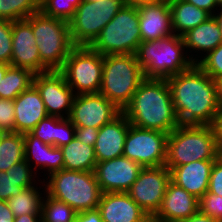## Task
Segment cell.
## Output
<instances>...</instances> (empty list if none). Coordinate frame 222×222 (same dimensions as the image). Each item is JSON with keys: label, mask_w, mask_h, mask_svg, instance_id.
Returning <instances> with one entry per match:
<instances>
[{"label": "cell", "mask_w": 222, "mask_h": 222, "mask_svg": "<svg viewBox=\"0 0 222 222\" xmlns=\"http://www.w3.org/2000/svg\"><path fill=\"white\" fill-rule=\"evenodd\" d=\"M199 211L213 219L222 220V196L207 191L199 199Z\"/></svg>", "instance_id": "cell-37"}, {"label": "cell", "mask_w": 222, "mask_h": 222, "mask_svg": "<svg viewBox=\"0 0 222 222\" xmlns=\"http://www.w3.org/2000/svg\"><path fill=\"white\" fill-rule=\"evenodd\" d=\"M122 111L100 93L75 95L68 119L76 128L100 129Z\"/></svg>", "instance_id": "cell-13"}, {"label": "cell", "mask_w": 222, "mask_h": 222, "mask_svg": "<svg viewBox=\"0 0 222 222\" xmlns=\"http://www.w3.org/2000/svg\"><path fill=\"white\" fill-rule=\"evenodd\" d=\"M77 212L66 203L50 197L46 192L42 201V222H75Z\"/></svg>", "instance_id": "cell-31"}, {"label": "cell", "mask_w": 222, "mask_h": 222, "mask_svg": "<svg viewBox=\"0 0 222 222\" xmlns=\"http://www.w3.org/2000/svg\"><path fill=\"white\" fill-rule=\"evenodd\" d=\"M171 28L175 35L182 36L187 31L200 25L212 15L200 9L186 0L170 3Z\"/></svg>", "instance_id": "cell-26"}, {"label": "cell", "mask_w": 222, "mask_h": 222, "mask_svg": "<svg viewBox=\"0 0 222 222\" xmlns=\"http://www.w3.org/2000/svg\"><path fill=\"white\" fill-rule=\"evenodd\" d=\"M219 157L222 159V149L219 152Z\"/></svg>", "instance_id": "cell-54"}, {"label": "cell", "mask_w": 222, "mask_h": 222, "mask_svg": "<svg viewBox=\"0 0 222 222\" xmlns=\"http://www.w3.org/2000/svg\"><path fill=\"white\" fill-rule=\"evenodd\" d=\"M182 39L188 56L195 64L199 62L198 57L203 58L204 55H207L222 43L220 28L213 15L200 25L187 31L182 35ZM192 51H195L194 53L200 52L201 56L194 58L193 54L190 55ZM203 52L206 53L204 54Z\"/></svg>", "instance_id": "cell-24"}, {"label": "cell", "mask_w": 222, "mask_h": 222, "mask_svg": "<svg viewBox=\"0 0 222 222\" xmlns=\"http://www.w3.org/2000/svg\"><path fill=\"white\" fill-rule=\"evenodd\" d=\"M180 125H211L221 109L215 81L197 64L166 79Z\"/></svg>", "instance_id": "cell-1"}, {"label": "cell", "mask_w": 222, "mask_h": 222, "mask_svg": "<svg viewBox=\"0 0 222 222\" xmlns=\"http://www.w3.org/2000/svg\"><path fill=\"white\" fill-rule=\"evenodd\" d=\"M11 65L6 64V63H2L0 62V82L2 81L7 69L10 67Z\"/></svg>", "instance_id": "cell-50"}, {"label": "cell", "mask_w": 222, "mask_h": 222, "mask_svg": "<svg viewBox=\"0 0 222 222\" xmlns=\"http://www.w3.org/2000/svg\"><path fill=\"white\" fill-rule=\"evenodd\" d=\"M41 180L46 193L73 208L77 213L98 209L102 191L94 172L62 169Z\"/></svg>", "instance_id": "cell-4"}, {"label": "cell", "mask_w": 222, "mask_h": 222, "mask_svg": "<svg viewBox=\"0 0 222 222\" xmlns=\"http://www.w3.org/2000/svg\"><path fill=\"white\" fill-rule=\"evenodd\" d=\"M60 72L75 95L99 93L103 75V55L90 46H74Z\"/></svg>", "instance_id": "cell-10"}, {"label": "cell", "mask_w": 222, "mask_h": 222, "mask_svg": "<svg viewBox=\"0 0 222 222\" xmlns=\"http://www.w3.org/2000/svg\"><path fill=\"white\" fill-rule=\"evenodd\" d=\"M208 191L222 196V159L220 157L214 161Z\"/></svg>", "instance_id": "cell-40"}, {"label": "cell", "mask_w": 222, "mask_h": 222, "mask_svg": "<svg viewBox=\"0 0 222 222\" xmlns=\"http://www.w3.org/2000/svg\"><path fill=\"white\" fill-rule=\"evenodd\" d=\"M11 66L26 68L34 74L50 70L41 62L32 26L25 20L12 21Z\"/></svg>", "instance_id": "cell-16"}, {"label": "cell", "mask_w": 222, "mask_h": 222, "mask_svg": "<svg viewBox=\"0 0 222 222\" xmlns=\"http://www.w3.org/2000/svg\"><path fill=\"white\" fill-rule=\"evenodd\" d=\"M25 159L24 135L3 133L0 139V171H7L14 164Z\"/></svg>", "instance_id": "cell-30"}, {"label": "cell", "mask_w": 222, "mask_h": 222, "mask_svg": "<svg viewBox=\"0 0 222 222\" xmlns=\"http://www.w3.org/2000/svg\"><path fill=\"white\" fill-rule=\"evenodd\" d=\"M85 1H89V2H93V1H101V0H85Z\"/></svg>", "instance_id": "cell-55"}, {"label": "cell", "mask_w": 222, "mask_h": 222, "mask_svg": "<svg viewBox=\"0 0 222 222\" xmlns=\"http://www.w3.org/2000/svg\"><path fill=\"white\" fill-rule=\"evenodd\" d=\"M185 49L182 36L172 34L141 42L135 55L145 78L167 79L195 64Z\"/></svg>", "instance_id": "cell-3"}, {"label": "cell", "mask_w": 222, "mask_h": 222, "mask_svg": "<svg viewBox=\"0 0 222 222\" xmlns=\"http://www.w3.org/2000/svg\"><path fill=\"white\" fill-rule=\"evenodd\" d=\"M23 135L25 142V160L30 164L36 174H38L37 170L42 169L45 171V169H47L46 174L49 176L55 171L64 169V157L60 148L43 143L30 132L24 133Z\"/></svg>", "instance_id": "cell-23"}, {"label": "cell", "mask_w": 222, "mask_h": 222, "mask_svg": "<svg viewBox=\"0 0 222 222\" xmlns=\"http://www.w3.org/2000/svg\"><path fill=\"white\" fill-rule=\"evenodd\" d=\"M141 40L152 41L173 34L170 3L163 0L138 5Z\"/></svg>", "instance_id": "cell-17"}, {"label": "cell", "mask_w": 222, "mask_h": 222, "mask_svg": "<svg viewBox=\"0 0 222 222\" xmlns=\"http://www.w3.org/2000/svg\"><path fill=\"white\" fill-rule=\"evenodd\" d=\"M98 210L103 222H150L152 220L126 192L102 193Z\"/></svg>", "instance_id": "cell-19"}, {"label": "cell", "mask_w": 222, "mask_h": 222, "mask_svg": "<svg viewBox=\"0 0 222 222\" xmlns=\"http://www.w3.org/2000/svg\"><path fill=\"white\" fill-rule=\"evenodd\" d=\"M64 157V169L94 172L97 164L94 146L80 142L76 137L60 147Z\"/></svg>", "instance_id": "cell-27"}, {"label": "cell", "mask_w": 222, "mask_h": 222, "mask_svg": "<svg viewBox=\"0 0 222 222\" xmlns=\"http://www.w3.org/2000/svg\"><path fill=\"white\" fill-rule=\"evenodd\" d=\"M142 167L125 156L98 162L95 175L102 193L127 192Z\"/></svg>", "instance_id": "cell-15"}, {"label": "cell", "mask_w": 222, "mask_h": 222, "mask_svg": "<svg viewBox=\"0 0 222 222\" xmlns=\"http://www.w3.org/2000/svg\"><path fill=\"white\" fill-rule=\"evenodd\" d=\"M122 113L131 125L166 134L180 125L166 79L145 78Z\"/></svg>", "instance_id": "cell-2"}, {"label": "cell", "mask_w": 222, "mask_h": 222, "mask_svg": "<svg viewBox=\"0 0 222 222\" xmlns=\"http://www.w3.org/2000/svg\"><path fill=\"white\" fill-rule=\"evenodd\" d=\"M144 79L135 54L104 55L99 93L123 111Z\"/></svg>", "instance_id": "cell-6"}, {"label": "cell", "mask_w": 222, "mask_h": 222, "mask_svg": "<svg viewBox=\"0 0 222 222\" xmlns=\"http://www.w3.org/2000/svg\"><path fill=\"white\" fill-rule=\"evenodd\" d=\"M186 1L200 9L209 12L211 15H214L215 11L218 9L215 0H186Z\"/></svg>", "instance_id": "cell-44"}, {"label": "cell", "mask_w": 222, "mask_h": 222, "mask_svg": "<svg viewBox=\"0 0 222 222\" xmlns=\"http://www.w3.org/2000/svg\"><path fill=\"white\" fill-rule=\"evenodd\" d=\"M168 134L129 126L123 156L137 162L142 168L164 166Z\"/></svg>", "instance_id": "cell-11"}, {"label": "cell", "mask_w": 222, "mask_h": 222, "mask_svg": "<svg viewBox=\"0 0 222 222\" xmlns=\"http://www.w3.org/2000/svg\"><path fill=\"white\" fill-rule=\"evenodd\" d=\"M75 128L68 118L47 116L30 133L43 143L60 148L75 138Z\"/></svg>", "instance_id": "cell-25"}, {"label": "cell", "mask_w": 222, "mask_h": 222, "mask_svg": "<svg viewBox=\"0 0 222 222\" xmlns=\"http://www.w3.org/2000/svg\"><path fill=\"white\" fill-rule=\"evenodd\" d=\"M125 4L124 0H82L69 21L73 45L90 46Z\"/></svg>", "instance_id": "cell-9"}, {"label": "cell", "mask_w": 222, "mask_h": 222, "mask_svg": "<svg viewBox=\"0 0 222 222\" xmlns=\"http://www.w3.org/2000/svg\"><path fill=\"white\" fill-rule=\"evenodd\" d=\"M33 85L40 93L48 116L69 117L75 94L60 71L35 74Z\"/></svg>", "instance_id": "cell-14"}, {"label": "cell", "mask_w": 222, "mask_h": 222, "mask_svg": "<svg viewBox=\"0 0 222 222\" xmlns=\"http://www.w3.org/2000/svg\"><path fill=\"white\" fill-rule=\"evenodd\" d=\"M178 222H219V220L213 219L209 215H205L198 211L192 216Z\"/></svg>", "instance_id": "cell-46"}, {"label": "cell", "mask_w": 222, "mask_h": 222, "mask_svg": "<svg viewBox=\"0 0 222 222\" xmlns=\"http://www.w3.org/2000/svg\"><path fill=\"white\" fill-rule=\"evenodd\" d=\"M199 211V199L170 181L162 205L155 216V222H178Z\"/></svg>", "instance_id": "cell-18"}, {"label": "cell", "mask_w": 222, "mask_h": 222, "mask_svg": "<svg viewBox=\"0 0 222 222\" xmlns=\"http://www.w3.org/2000/svg\"><path fill=\"white\" fill-rule=\"evenodd\" d=\"M32 170L30 164L24 159L11 166L6 173H10L12 179L17 182V186L27 188L38 184L34 179L38 176H36V172Z\"/></svg>", "instance_id": "cell-35"}, {"label": "cell", "mask_w": 222, "mask_h": 222, "mask_svg": "<svg viewBox=\"0 0 222 222\" xmlns=\"http://www.w3.org/2000/svg\"><path fill=\"white\" fill-rule=\"evenodd\" d=\"M13 222H42V215H33V214L21 215L15 217Z\"/></svg>", "instance_id": "cell-47"}, {"label": "cell", "mask_w": 222, "mask_h": 222, "mask_svg": "<svg viewBox=\"0 0 222 222\" xmlns=\"http://www.w3.org/2000/svg\"><path fill=\"white\" fill-rule=\"evenodd\" d=\"M41 187H44L42 188L43 191H40ZM39 188L35 185L23 188L18 195L12 196L6 201L14 217L27 214L41 215L42 196L45 195L44 191H46L45 184Z\"/></svg>", "instance_id": "cell-28"}, {"label": "cell", "mask_w": 222, "mask_h": 222, "mask_svg": "<svg viewBox=\"0 0 222 222\" xmlns=\"http://www.w3.org/2000/svg\"><path fill=\"white\" fill-rule=\"evenodd\" d=\"M24 187L17 186L10 173L0 171V200L7 201L10 197L18 195Z\"/></svg>", "instance_id": "cell-39"}, {"label": "cell", "mask_w": 222, "mask_h": 222, "mask_svg": "<svg viewBox=\"0 0 222 222\" xmlns=\"http://www.w3.org/2000/svg\"><path fill=\"white\" fill-rule=\"evenodd\" d=\"M163 1H165L167 3H171V2L180 1V0H163Z\"/></svg>", "instance_id": "cell-53"}, {"label": "cell", "mask_w": 222, "mask_h": 222, "mask_svg": "<svg viewBox=\"0 0 222 222\" xmlns=\"http://www.w3.org/2000/svg\"><path fill=\"white\" fill-rule=\"evenodd\" d=\"M40 0H0V15L16 21L28 18L39 11Z\"/></svg>", "instance_id": "cell-32"}, {"label": "cell", "mask_w": 222, "mask_h": 222, "mask_svg": "<svg viewBox=\"0 0 222 222\" xmlns=\"http://www.w3.org/2000/svg\"><path fill=\"white\" fill-rule=\"evenodd\" d=\"M12 55V21L0 20V62L11 63Z\"/></svg>", "instance_id": "cell-36"}, {"label": "cell", "mask_w": 222, "mask_h": 222, "mask_svg": "<svg viewBox=\"0 0 222 222\" xmlns=\"http://www.w3.org/2000/svg\"><path fill=\"white\" fill-rule=\"evenodd\" d=\"M211 127L213 129V133L215 136L217 148L220 151L222 149V108L218 111V113L214 117Z\"/></svg>", "instance_id": "cell-42"}, {"label": "cell", "mask_w": 222, "mask_h": 222, "mask_svg": "<svg viewBox=\"0 0 222 222\" xmlns=\"http://www.w3.org/2000/svg\"><path fill=\"white\" fill-rule=\"evenodd\" d=\"M219 152L211 125H179L168 134L165 166L216 160Z\"/></svg>", "instance_id": "cell-5"}, {"label": "cell", "mask_w": 222, "mask_h": 222, "mask_svg": "<svg viewBox=\"0 0 222 222\" xmlns=\"http://www.w3.org/2000/svg\"><path fill=\"white\" fill-rule=\"evenodd\" d=\"M0 132L15 133L14 100L0 98Z\"/></svg>", "instance_id": "cell-38"}, {"label": "cell", "mask_w": 222, "mask_h": 222, "mask_svg": "<svg viewBox=\"0 0 222 222\" xmlns=\"http://www.w3.org/2000/svg\"><path fill=\"white\" fill-rule=\"evenodd\" d=\"M14 219V214L8 207L7 202L0 200V222H13Z\"/></svg>", "instance_id": "cell-45"}, {"label": "cell", "mask_w": 222, "mask_h": 222, "mask_svg": "<svg viewBox=\"0 0 222 222\" xmlns=\"http://www.w3.org/2000/svg\"><path fill=\"white\" fill-rule=\"evenodd\" d=\"M157 0H124L126 4L139 5L141 3L154 2Z\"/></svg>", "instance_id": "cell-51"}, {"label": "cell", "mask_w": 222, "mask_h": 222, "mask_svg": "<svg viewBox=\"0 0 222 222\" xmlns=\"http://www.w3.org/2000/svg\"><path fill=\"white\" fill-rule=\"evenodd\" d=\"M82 0H40L39 10L46 16L69 22Z\"/></svg>", "instance_id": "cell-33"}, {"label": "cell", "mask_w": 222, "mask_h": 222, "mask_svg": "<svg viewBox=\"0 0 222 222\" xmlns=\"http://www.w3.org/2000/svg\"><path fill=\"white\" fill-rule=\"evenodd\" d=\"M197 65L213 80L222 77V43L200 58Z\"/></svg>", "instance_id": "cell-34"}, {"label": "cell", "mask_w": 222, "mask_h": 222, "mask_svg": "<svg viewBox=\"0 0 222 222\" xmlns=\"http://www.w3.org/2000/svg\"><path fill=\"white\" fill-rule=\"evenodd\" d=\"M213 16L219 25L220 32L222 35V6L217 9V12H215Z\"/></svg>", "instance_id": "cell-49"}, {"label": "cell", "mask_w": 222, "mask_h": 222, "mask_svg": "<svg viewBox=\"0 0 222 222\" xmlns=\"http://www.w3.org/2000/svg\"><path fill=\"white\" fill-rule=\"evenodd\" d=\"M141 42L138 5L125 4L90 47L103 56L135 54Z\"/></svg>", "instance_id": "cell-8"}, {"label": "cell", "mask_w": 222, "mask_h": 222, "mask_svg": "<svg viewBox=\"0 0 222 222\" xmlns=\"http://www.w3.org/2000/svg\"><path fill=\"white\" fill-rule=\"evenodd\" d=\"M25 20L32 26L41 62L50 71H60L74 47L69 22L46 16L40 10Z\"/></svg>", "instance_id": "cell-7"}, {"label": "cell", "mask_w": 222, "mask_h": 222, "mask_svg": "<svg viewBox=\"0 0 222 222\" xmlns=\"http://www.w3.org/2000/svg\"><path fill=\"white\" fill-rule=\"evenodd\" d=\"M34 75L29 69L10 66L0 82V98L16 99L33 84Z\"/></svg>", "instance_id": "cell-29"}, {"label": "cell", "mask_w": 222, "mask_h": 222, "mask_svg": "<svg viewBox=\"0 0 222 222\" xmlns=\"http://www.w3.org/2000/svg\"><path fill=\"white\" fill-rule=\"evenodd\" d=\"M216 4L218 7L222 6V0H215Z\"/></svg>", "instance_id": "cell-52"}, {"label": "cell", "mask_w": 222, "mask_h": 222, "mask_svg": "<svg viewBox=\"0 0 222 222\" xmlns=\"http://www.w3.org/2000/svg\"><path fill=\"white\" fill-rule=\"evenodd\" d=\"M215 160H200L177 167H167L171 181L200 199L209 188V179Z\"/></svg>", "instance_id": "cell-21"}, {"label": "cell", "mask_w": 222, "mask_h": 222, "mask_svg": "<svg viewBox=\"0 0 222 222\" xmlns=\"http://www.w3.org/2000/svg\"><path fill=\"white\" fill-rule=\"evenodd\" d=\"M15 132H31L48 114L40 93L32 84L14 99Z\"/></svg>", "instance_id": "cell-22"}, {"label": "cell", "mask_w": 222, "mask_h": 222, "mask_svg": "<svg viewBox=\"0 0 222 222\" xmlns=\"http://www.w3.org/2000/svg\"><path fill=\"white\" fill-rule=\"evenodd\" d=\"M75 222H103L101 213L98 209L78 212Z\"/></svg>", "instance_id": "cell-43"}, {"label": "cell", "mask_w": 222, "mask_h": 222, "mask_svg": "<svg viewBox=\"0 0 222 222\" xmlns=\"http://www.w3.org/2000/svg\"><path fill=\"white\" fill-rule=\"evenodd\" d=\"M129 126L130 122L121 113L113 121L99 129L94 145L97 163L123 156V148Z\"/></svg>", "instance_id": "cell-20"}, {"label": "cell", "mask_w": 222, "mask_h": 222, "mask_svg": "<svg viewBox=\"0 0 222 222\" xmlns=\"http://www.w3.org/2000/svg\"><path fill=\"white\" fill-rule=\"evenodd\" d=\"M214 81L216 84V92H217L218 101L222 108V77L215 79Z\"/></svg>", "instance_id": "cell-48"}, {"label": "cell", "mask_w": 222, "mask_h": 222, "mask_svg": "<svg viewBox=\"0 0 222 222\" xmlns=\"http://www.w3.org/2000/svg\"><path fill=\"white\" fill-rule=\"evenodd\" d=\"M170 181L171 172L165 165L142 168L137 180L126 193L153 218L162 205Z\"/></svg>", "instance_id": "cell-12"}, {"label": "cell", "mask_w": 222, "mask_h": 222, "mask_svg": "<svg viewBox=\"0 0 222 222\" xmlns=\"http://www.w3.org/2000/svg\"><path fill=\"white\" fill-rule=\"evenodd\" d=\"M99 129L92 127L75 128V137L82 143L94 146Z\"/></svg>", "instance_id": "cell-41"}]
</instances>
